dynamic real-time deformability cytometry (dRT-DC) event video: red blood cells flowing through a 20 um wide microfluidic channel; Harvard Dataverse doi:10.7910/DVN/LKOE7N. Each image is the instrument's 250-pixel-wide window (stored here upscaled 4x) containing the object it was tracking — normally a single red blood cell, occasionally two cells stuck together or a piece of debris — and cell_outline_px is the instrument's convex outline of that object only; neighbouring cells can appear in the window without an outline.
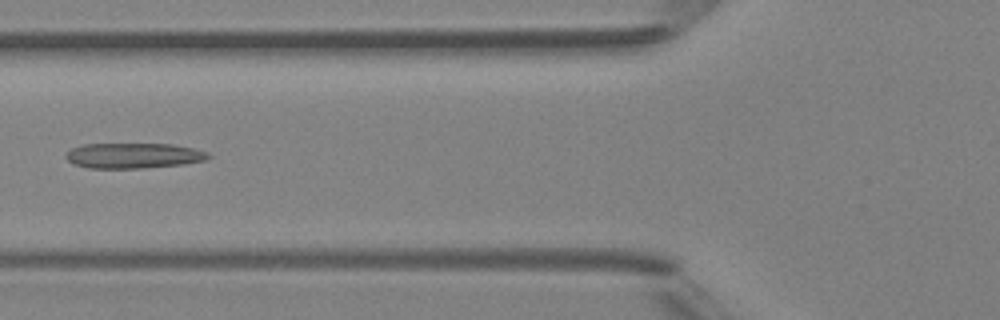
{"species": "Egyptian fruit bat (a non-hibernating species)", "species_latin": "Rousettus aegyptiacus", "temperature_condition": "room temperature", "stored_images_in_passage": 4, "camera_frame_rate_fps": 3000, "um_per_image_px": 0.085, "animal": {"sex": "female"}, "frame": {"image": 1, "passage_image": 2, "time_ms": 1.333, "image_size_px": [1000, 320], "cell_outline_px": [[212, 156], [204, 160], [184, 164], [144, 168], [88, 168], [72, 164], [64, 156], [72, 148], [84, 144], [172, 144], [192, 148], [208, 152]], "centroid_in_image_um": [11.34, 13.23], "position_along_channel_um": 114.5, "area_um2": 21.04}}
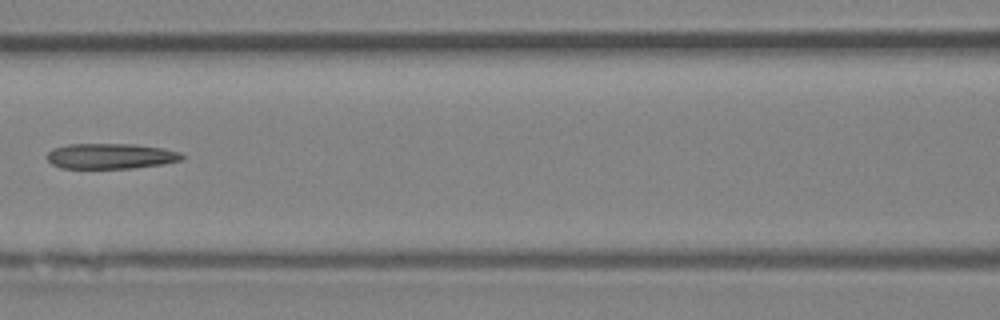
{"frame": {"image": 2, "passage_image": 3, "time_ms": 2.333, "image_size_px": [1000, 320], "cell_outline_px": [[184, 160], [164, 164], [132, 168], [60, 168], [52, 164], [44, 156], [52, 148], [68, 144], [136, 144], [164, 148], [180, 152], [184, 156]], "centroid_in_image_um": [9.41, 13.26], "position_along_channel_um": 157.2, "area_um2": 20.29}}
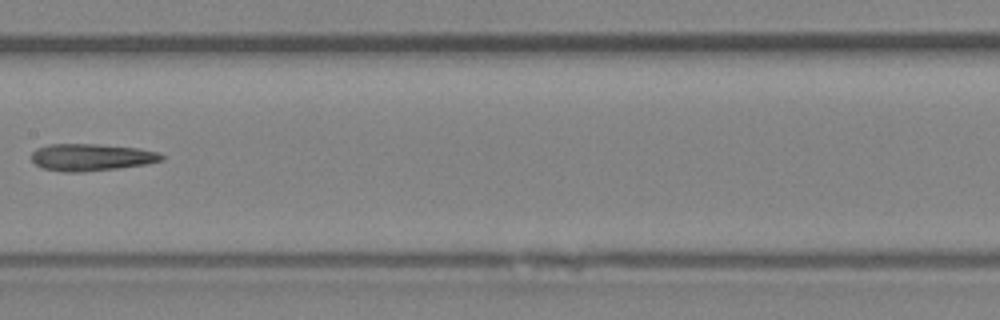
{"frame": {"image": 3, "passage_image": 4, "time_ms": 3.333, "image_size_px": [1000, 320], "cell_outline_px": [[164, 160], [148, 164], [84, 172], [64, 172], [44, 168], [36, 164], [32, 160], [32, 152], [36, 148], [48, 144], [96, 144], [136, 148], [160, 152], [164, 156]], "centroid_in_image_um": [7.78, 13.36], "position_along_channel_um": 199.6, "area_um2": 20.52}}